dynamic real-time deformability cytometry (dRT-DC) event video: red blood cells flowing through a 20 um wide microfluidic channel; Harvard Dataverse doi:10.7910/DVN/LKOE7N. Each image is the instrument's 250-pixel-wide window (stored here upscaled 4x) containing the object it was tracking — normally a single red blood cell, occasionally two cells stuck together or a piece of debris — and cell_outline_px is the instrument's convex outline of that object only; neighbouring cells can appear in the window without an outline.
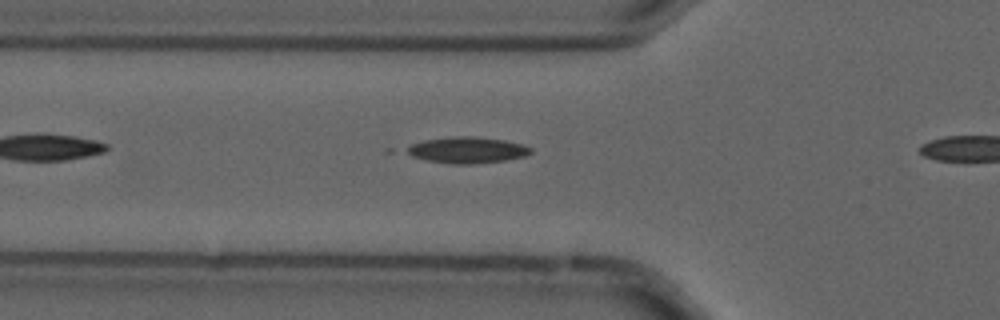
{"species": "common noctule bat (a hibernating species)", "species_latin": "Nyctalus noctula", "temperature_condition": "cold", "stored_images_in_passage": 5, "camera_frame_rate_fps": 3000, "um_per_image_px": 0.085, "animal": {"sex": "male", "forearm_length_mm": 52.5}, "frame": {"image": 1, "passage_image": 4, "time_ms": 1.0, "image_size_px": [1000, 320], "cell_outline_px": [[532, 152], [524, 156], [504, 160], [472, 164], [448, 164], [428, 160], [412, 156], [404, 152], [404, 148], [412, 144], [424, 140], [448, 136], [476, 136], [504, 140], [524, 144], [532, 148]], "centroid_in_image_um": [39.68, 12.74], "position_along_channel_um": 86.1, "area_um2": 19.13}}